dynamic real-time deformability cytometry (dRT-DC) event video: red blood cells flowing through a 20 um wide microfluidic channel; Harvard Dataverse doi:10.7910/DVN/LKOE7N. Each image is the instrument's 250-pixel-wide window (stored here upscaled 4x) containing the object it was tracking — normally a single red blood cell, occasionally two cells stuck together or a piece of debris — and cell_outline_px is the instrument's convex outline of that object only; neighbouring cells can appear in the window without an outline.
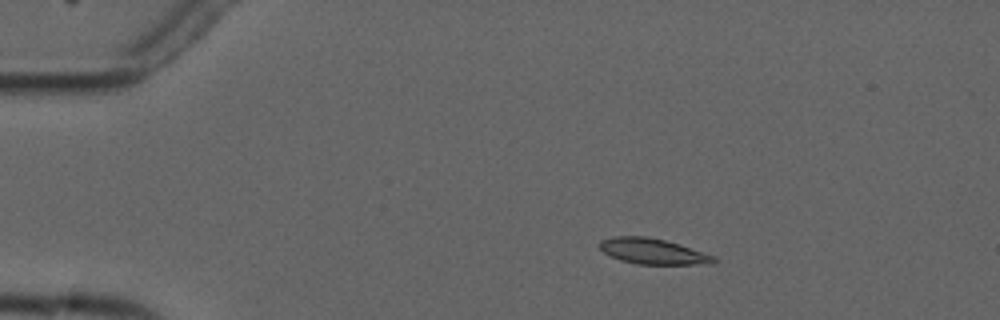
{"species": "common noctule bat (a hibernating species)", "species_latin": "Nyctalus noctula", "temperature_condition": "cold", "stored_images_in_passage": 4, "camera_frame_rate_fps": 3000, "um_per_image_px": 0.085, "animal": {"sex": "male", "forearm_length_mm": 52.5}, "frame": {"image": 1, "passage_image": 1, "time_ms": 0.0, "image_size_px": [1000, 320], "cell_outline_px": [[720, 260], [716, 264], [636, 264], [620, 260], [604, 252], [600, 248], [600, 240], [616, 236], [648, 236], [680, 244], [716, 256]], "centroid_in_image_um": [55.57, 21.37], "position_along_channel_um": 29.4, "area_um2": 17.22}}
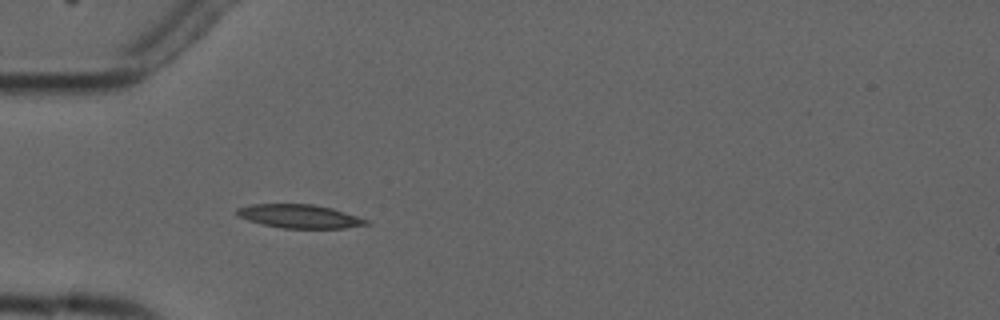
{"frame": {"image": 2, "passage_image": 3, "time_ms": 2.333, "image_size_px": [1000, 320], "cell_outline_px": [[372, 224], [344, 228], [280, 228], [248, 220], [236, 216], [236, 208], [252, 204], [312, 204], [332, 208], [368, 220]], "centroid_in_image_um": [25.44, 18.38], "position_along_channel_um": 59.6, "area_um2": 17.74}}